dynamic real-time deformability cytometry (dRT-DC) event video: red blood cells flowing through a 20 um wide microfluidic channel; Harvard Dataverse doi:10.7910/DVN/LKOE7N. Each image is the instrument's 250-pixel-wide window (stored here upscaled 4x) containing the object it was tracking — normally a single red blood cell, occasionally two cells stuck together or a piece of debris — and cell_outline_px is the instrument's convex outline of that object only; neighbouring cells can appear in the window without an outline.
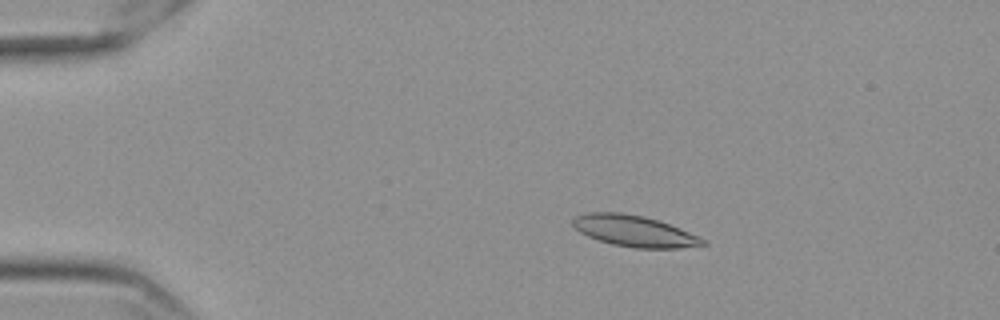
{"species": "Egyptian fruit bat (a non-hibernating species)", "species_latin": "Rousettus aegyptiacus", "temperature_condition": "cold", "stored_images_in_passage": 56, "camera_frame_rate_fps": 3000, "um_per_image_px": 0.085, "frame": {"image": 1, "passage_image": 10, "time_ms": 3.0, "image_size_px": [1000, 320], "cell_outline_px": [[708, 244], [680, 248], [636, 248], [612, 244], [588, 236], [580, 232], [572, 224], [572, 220], [576, 216], [588, 212], [620, 212], [644, 216], [680, 228], [708, 240]], "centroid_in_image_um": [53.94, 19.64], "position_along_channel_um": 31.1, "area_um2": 23.52}}
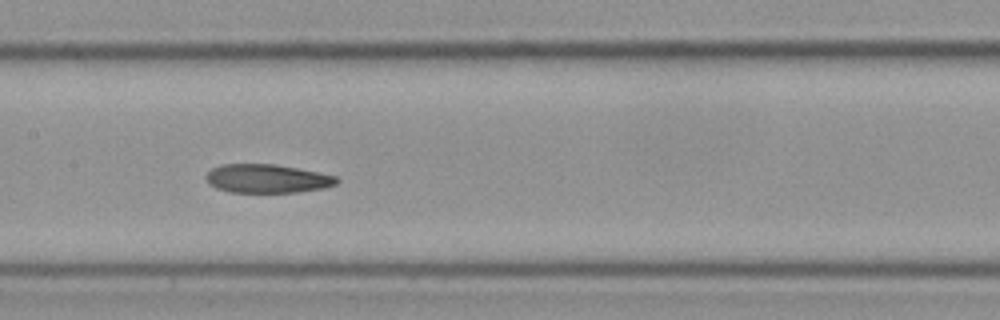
{"frame": {"image": 2, "passage_image": 28, "time_ms": 9.0, "image_size_px": [1000, 320], "cell_outline_px": [[340, 180], [336, 184], [324, 188], [296, 192], [228, 192], [216, 188], [208, 184], [204, 176], [212, 168], [220, 164], [272, 164], [296, 168], [336, 176]], "centroid_in_image_um": [22.66, 15.18], "position_along_channel_um": 184.7, "area_um2": 21.79}}
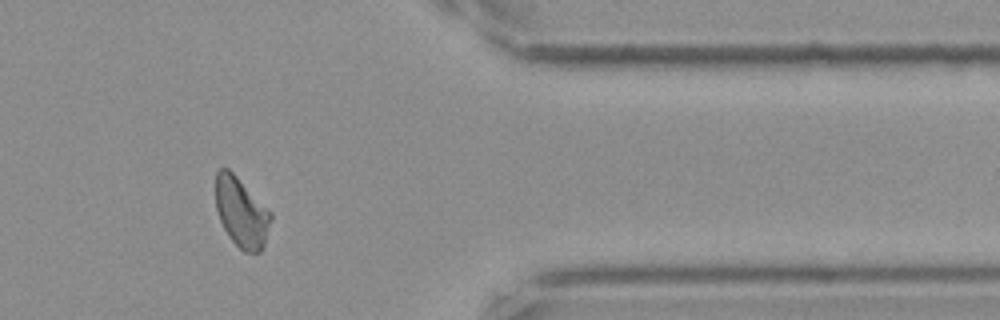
{"frame": {"image": 3, "passage_image": 47, "time_ms": 15.333, "image_size_px": [1000, 320], "cell_outline_px": [[272, 220], [264, 244], [260, 252], [244, 252], [228, 236], [220, 220], [216, 208], [216, 172], [220, 168], [228, 168], [272, 212]], "centroid_in_image_um": [20.53, 18.05], "position_along_channel_um": 390.9, "area_um2": 22.25}, "authors_computed_cell_mechanics": {"area_um2": 22.8021, "velocity_mm_per_s": 3.5435, "shape_relaxation_time_tau1_ms": null, "shape_relaxation_time_tau2_ms": 4.4467, "deformation_change_tau1": null, "deformation_change_tau2": 0.1099}}